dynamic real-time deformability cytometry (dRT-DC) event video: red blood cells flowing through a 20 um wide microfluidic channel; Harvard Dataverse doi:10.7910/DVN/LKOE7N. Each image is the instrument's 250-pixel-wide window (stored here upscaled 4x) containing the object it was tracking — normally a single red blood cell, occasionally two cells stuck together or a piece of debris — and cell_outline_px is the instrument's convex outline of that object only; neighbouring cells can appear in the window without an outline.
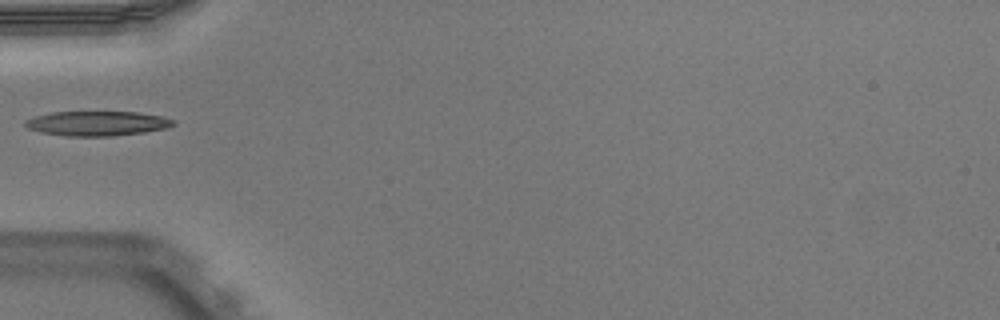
{"species": "Egyptian fruit bat (a non-hibernating species)", "species_latin": "Rousettus aegyptiacus", "temperature_condition": "warm", "stored_images_in_passage": 16, "camera_frame_rate_fps": 3000, "um_per_image_px": 0.085, "animal": {"sex": "male"}, "frame": {"image": 1, "passage_image": 1, "time_ms": 0.0, "image_size_px": [1000, 320], "cell_outline_px": [[176, 124], [164, 128], [144, 132], [112, 136], [64, 136], [40, 132], [28, 128], [24, 124], [24, 120], [32, 116], [52, 112], [140, 112], [160, 116], [176, 120]], "centroid_in_image_um": [8.22, 10.49], "position_along_channel_um": 76.8, "area_um2": 21.39}}
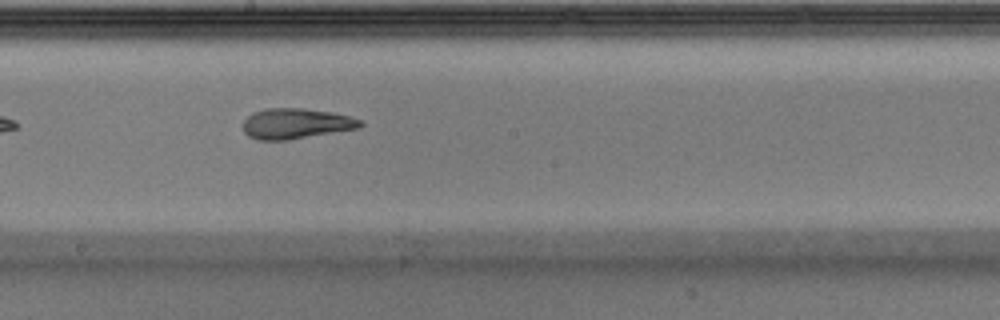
{"frame": {"image": 2, "passage_image": 12, "time_ms": 3.667, "image_size_px": [1000, 320], "cell_outline_px": [[364, 124], [360, 128], [288, 140], [256, 140], [248, 136], [244, 132], [244, 120], [252, 112], [268, 108], [304, 108], [328, 112], [348, 116], [364, 120]], "centroid_in_image_um": [25.16, 10.51], "position_along_channel_um": 223.0, "area_um2": 20.87}}